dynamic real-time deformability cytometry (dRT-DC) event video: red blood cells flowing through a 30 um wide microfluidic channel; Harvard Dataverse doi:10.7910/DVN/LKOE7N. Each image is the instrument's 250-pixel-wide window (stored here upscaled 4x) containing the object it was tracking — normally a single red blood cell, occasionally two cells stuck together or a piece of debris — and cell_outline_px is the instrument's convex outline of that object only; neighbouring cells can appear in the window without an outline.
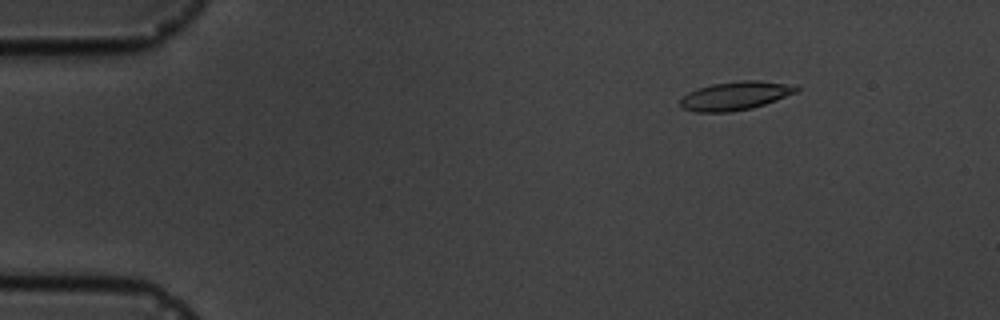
{"species": "common noctule bat (a hibernating species)", "species_latin": "Nyctalus noctula", "temperature_condition": "cold", "stored_images_in_passage": 7, "camera_frame_rate_fps": 3000, "um_per_image_px": 0.085, "animal": {"sex": "male", "body_mass_g": 19.5, "forearm_length_mm": 54.6}, "frame": {"image": 1, "passage_image": 3, "time_ms": 2.333, "image_size_px": [1000, 320], "cell_outline_px": [[800, 88], [796, 92], [776, 100], [752, 108], [728, 112], [696, 112], [684, 108], [680, 104], [680, 100], [688, 92], [712, 84], [740, 80], [756, 80], [796, 84]], "centroid_in_image_um": [62.55, 8.13], "position_along_channel_um": 22.5, "area_um2": 19.25}}
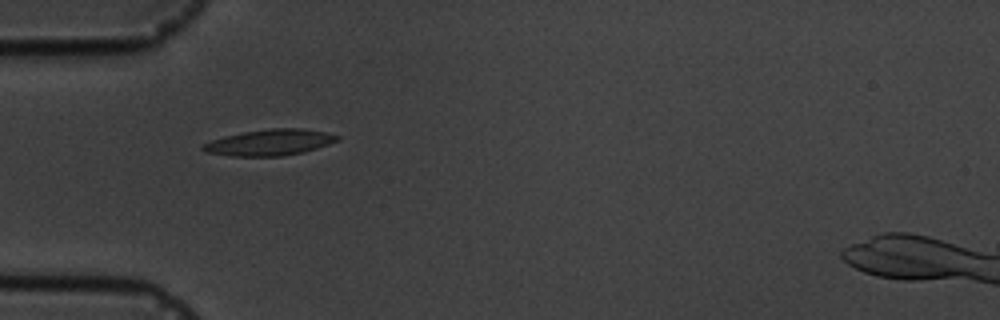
{"frame": {"image": 2, "passage_image": 6, "time_ms": 5.667, "image_size_px": [1000, 320], "cell_outline_px": [[340, 140], [304, 152], [284, 156], [232, 156], [204, 152], [200, 148], [204, 144], [212, 140], [224, 136], [244, 132], [268, 128], [300, 128], [324, 132], [340, 136]], "centroid_in_image_um": [22.92, 12.11], "position_along_channel_um": 62.1, "area_um2": 20.4}}
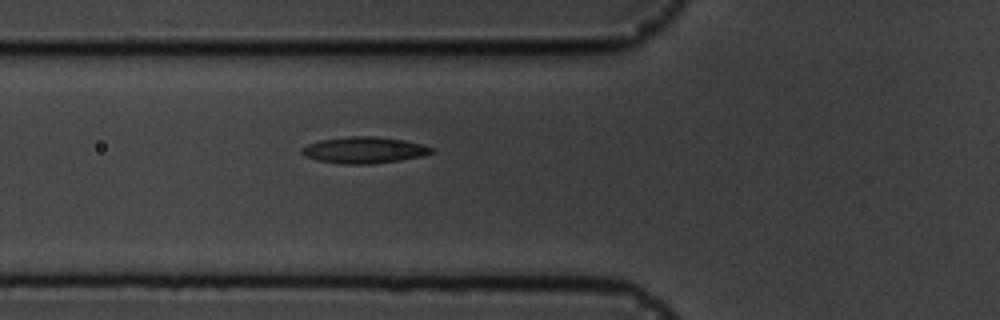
{"frame": {"image": 3, "passage_image": 7, "time_ms": 6.667, "image_size_px": [1000, 320], "cell_outline_px": [[436, 152], [424, 156], [400, 160], [372, 164], [340, 164], [316, 160], [304, 156], [300, 152], [300, 148], [308, 144], [320, 140], [352, 136], [376, 136], [404, 140], [420, 144], [432, 148]], "centroid_in_image_um": [30.93, 12.76], "position_along_channel_um": 94.9, "area_um2": 20.11}}